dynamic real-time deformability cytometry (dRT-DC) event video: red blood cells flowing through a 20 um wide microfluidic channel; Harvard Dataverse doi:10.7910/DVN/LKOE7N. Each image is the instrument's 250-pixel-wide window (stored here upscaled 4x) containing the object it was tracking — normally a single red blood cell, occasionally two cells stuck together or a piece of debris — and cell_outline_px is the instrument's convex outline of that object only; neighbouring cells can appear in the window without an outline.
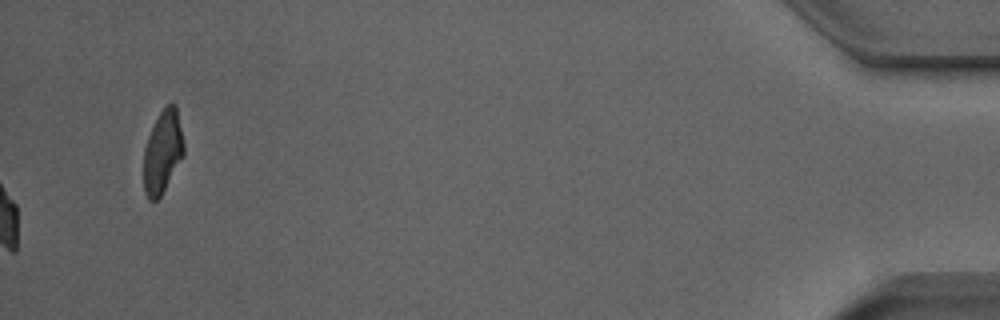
{"species": "Egyptian fruit bat (a non-hibernating species)", "species_latin": "Rousettus aegyptiacus", "temperature_condition": "room temperature", "stored_images_in_passage": 39, "camera_frame_rate_fps": 3000, "um_per_image_px": 0.085, "animal": {"sex": "male"}, "frame": {"image": 1, "passage_image": 39, "time_ms": 12.667, "image_size_px": [1000, 320], "cell_outline_px": [[184, 156], [160, 196], [156, 200], [148, 200], [144, 192], [144, 148], [148, 136], [160, 112], [168, 104], [176, 104], [184, 144]], "centroid_in_image_um": [13.83, 12.92], "position_along_channel_um": 421.4, "area_um2": 19.19}, "authors_computed_cell_mechanics": {"area_um2": 19.0162, "velocity_mm_per_s": 3.946, "shape_relaxation_time_tau1_ms": 4.1249, "shape_relaxation_time_tau2_ms": 2.0653, "deformation_change_tau1": 0.1367, "deformation_change_tau2": 0.0783}}